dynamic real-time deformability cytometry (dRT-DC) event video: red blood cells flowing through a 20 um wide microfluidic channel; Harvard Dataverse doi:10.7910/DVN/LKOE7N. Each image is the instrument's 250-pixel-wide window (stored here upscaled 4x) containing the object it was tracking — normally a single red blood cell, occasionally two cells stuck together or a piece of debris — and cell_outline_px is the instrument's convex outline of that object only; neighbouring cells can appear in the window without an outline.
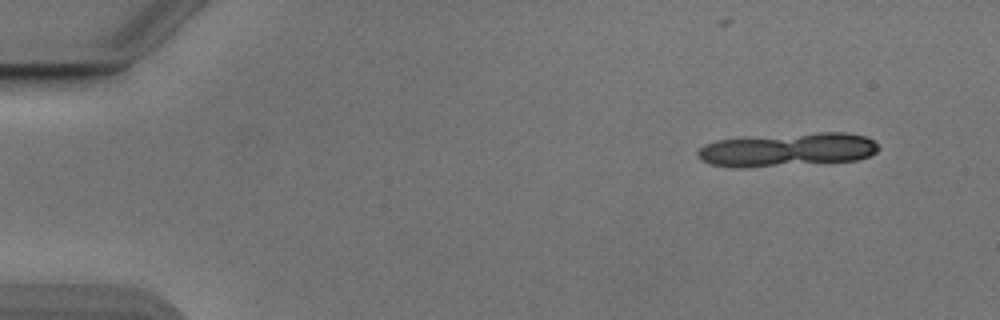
{"species": "Egyptian fruit bat (a non-hibernating species)", "species_latin": "Rousettus aegyptiacus", "temperature_condition": "cold", "stored_images_in_passage": 17, "camera_frame_rate_fps": 3000, "um_per_image_px": 0.085, "animal": {"sex": "male"}, "frame": {"image": 1, "passage_image": 1, "time_ms": 0.0, "image_size_px": [1000, 320], "cell_outline_px": [[880, 148], [876, 152], [868, 156], [856, 160], [740, 168], [732, 168], [708, 164], [700, 160], [696, 156], [696, 152], [704, 144], [720, 140], [816, 132], [844, 132], [864, 136], [872, 140]], "centroid_in_image_um": [66.89, 12.74], "position_along_channel_um": 18.1, "area_um2": 35.14}}